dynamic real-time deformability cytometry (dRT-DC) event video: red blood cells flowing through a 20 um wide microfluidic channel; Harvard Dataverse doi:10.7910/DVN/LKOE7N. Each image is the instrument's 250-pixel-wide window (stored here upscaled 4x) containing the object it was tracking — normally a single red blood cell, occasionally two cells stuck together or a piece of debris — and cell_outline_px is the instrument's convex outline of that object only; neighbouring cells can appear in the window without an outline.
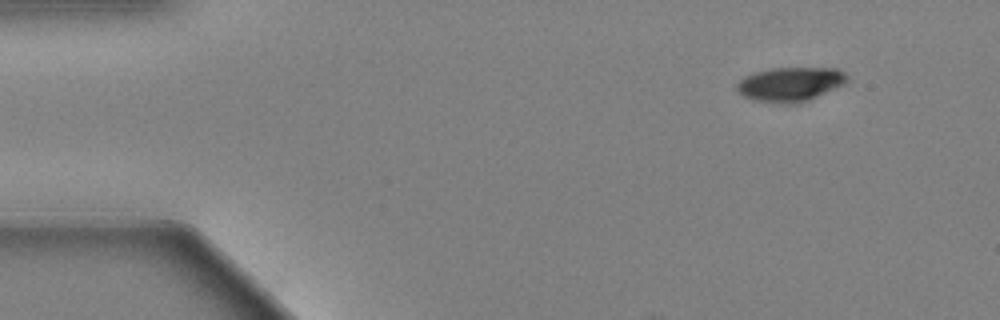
{"species": "Egyptian fruit bat (a non-hibernating species)", "species_latin": "Rousettus aegyptiacus", "temperature_condition": "warm", "stored_images_in_passage": 52, "camera_frame_rate_fps": 3000, "um_per_image_px": 0.085, "animal": {"sex": "female"}, "frame": {"image": 1, "passage_image": 1, "time_ms": 0.0, "image_size_px": [1000, 320], "cell_outline_px": [[848, 80], [844, 84], [808, 100], [796, 104], [780, 104], [752, 100], [744, 96], [736, 88], [736, 84], [744, 76], [756, 72], [772, 68], [836, 68], [844, 72], [848, 76]], "centroid_in_image_um": [67.16, 7.16], "position_along_channel_um": 17.8, "area_um2": 22.02}}
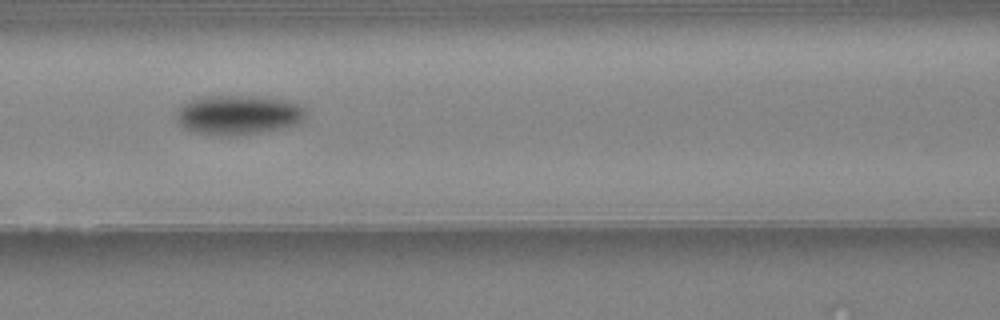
{"frame": {"image": 2, "passage_image": 20, "time_ms": 6.333, "image_size_px": [1000, 320], "cell_outline_px": [[304, 120], [292, 124], [256, 132], [220, 136], [196, 132], [184, 128], [180, 124], [176, 116], [176, 112], [184, 104], [192, 100], [204, 96], [252, 96], [284, 100], [296, 104], [304, 108]], "centroid_in_image_um": [20.18, 9.75], "position_along_channel_um": 146.4, "area_um2": 28.78}}
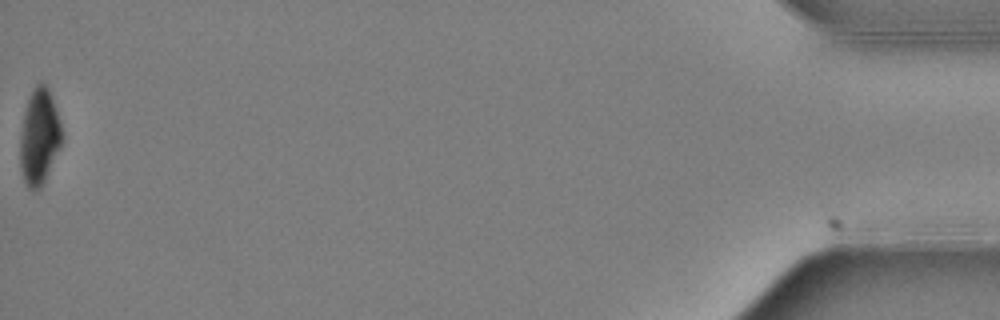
{"frame": {"image": 3, "passage_image": 52, "time_ms": 17.0, "image_size_px": [1000, 320], "cell_outline_px": [[64, 136], [60, 148], [40, 188], [28, 188], [24, 180], [20, 168], [20, 136], [24, 112], [32, 88], [40, 80], [48, 88], [56, 108], [64, 132]], "centroid_in_image_um": [3.35, 11.58], "position_along_channel_um": 431.8, "area_um2": 23.35}, "authors_computed_cell_mechanics": {"area_um2": 26.5013, "velocity_mm_per_s": 3.6241, "shape_relaxation_time_tau1_ms": 2.5879, "shape_relaxation_time_tau2_ms": null, "deformation_change_tau1": 0.1489, "deformation_change_tau2": null}}